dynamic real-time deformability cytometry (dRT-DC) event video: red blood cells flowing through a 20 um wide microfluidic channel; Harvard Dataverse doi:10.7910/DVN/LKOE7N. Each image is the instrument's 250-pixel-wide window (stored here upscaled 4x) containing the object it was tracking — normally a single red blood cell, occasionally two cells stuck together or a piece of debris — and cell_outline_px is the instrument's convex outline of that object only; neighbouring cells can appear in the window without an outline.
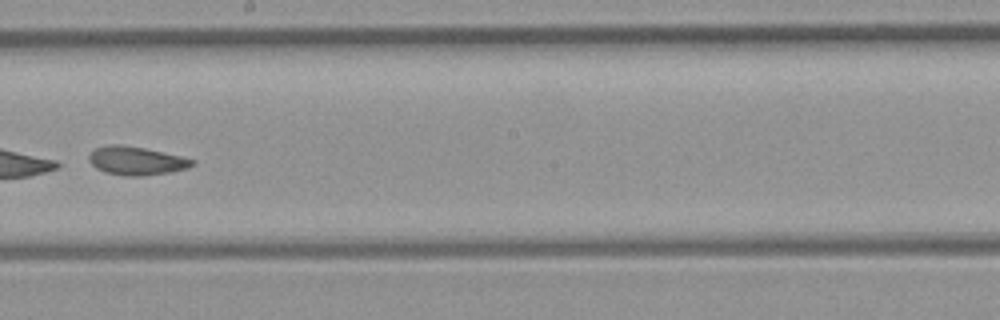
{"species": "common noctule bat (a hibernating species)", "species_latin": "Nyctalus noctula", "temperature_condition": "room temperature", "stored_images_in_passage": 10, "camera_frame_rate_fps": 3000, "um_per_image_px": 0.085, "animal": {"sex": "female", "body_mass_g": 21.9}, "frame": {"image": 1, "passage_image": 9, "time_ms": 9.333, "image_size_px": [1000, 320], "cell_outline_px": [[196, 164], [188, 168], [168, 172], [140, 176], [124, 176], [104, 172], [96, 168], [88, 160], [88, 156], [96, 148], [108, 144], [120, 144], [144, 148], [180, 156], [196, 160]], "centroid_in_image_um": [11.58, 13.66], "position_along_channel_um": 236.6, "area_um2": 17.11}}
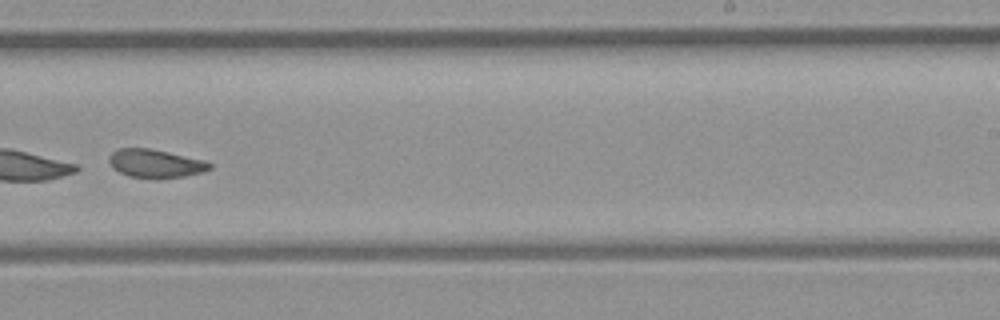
{"frame": {"image": 2, "passage_image": 10, "time_ms": 10.333, "image_size_px": [1000, 320], "cell_outline_px": [[212, 168], [204, 172], [184, 176], [128, 176], [112, 168], [108, 160], [108, 156], [112, 152], [120, 148], [148, 148], [168, 152], [204, 160], [212, 164]], "centroid_in_image_um": [13.2, 13.86], "position_along_channel_um": 275.8, "area_um2": 16.13}}